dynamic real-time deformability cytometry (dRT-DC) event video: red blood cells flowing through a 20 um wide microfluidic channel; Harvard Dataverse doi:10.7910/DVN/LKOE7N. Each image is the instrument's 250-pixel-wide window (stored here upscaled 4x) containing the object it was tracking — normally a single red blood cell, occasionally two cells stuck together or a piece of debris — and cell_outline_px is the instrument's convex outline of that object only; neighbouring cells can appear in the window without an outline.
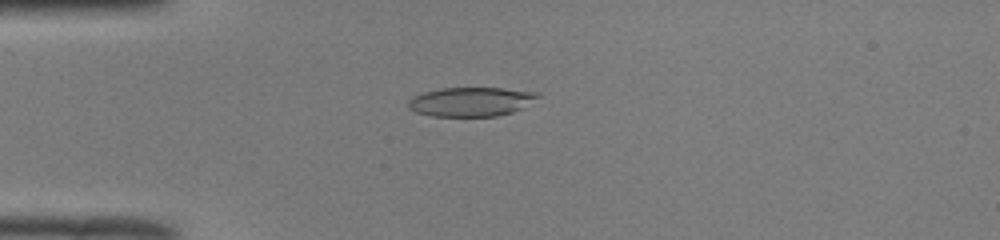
{"species": "common noctule bat (a hibernating species)", "species_latin": "Nyctalus noctula", "temperature_condition": "room temperature", "stored_images_in_passage": 50, "camera_frame_rate_fps": 3000, "um_per_image_px": 0.085, "animal": {"sex": "male", "body_mass_g": 19.0, "forearm_length_mm": 50.8}, "frame": {"image": 1, "passage_image": 13, "time_ms": 4.0, "image_size_px": [1000, 240], "cell_outline_px": [[540, 96], [524, 108], [512, 112], [496, 116], [432, 116], [416, 112], [408, 108], [408, 100], [412, 96], [424, 92], [440, 88], [500, 88], [536, 92]], "centroid_in_image_um": [40.01, 8.65], "position_along_channel_um": 45.0, "area_um2": 22.02}}
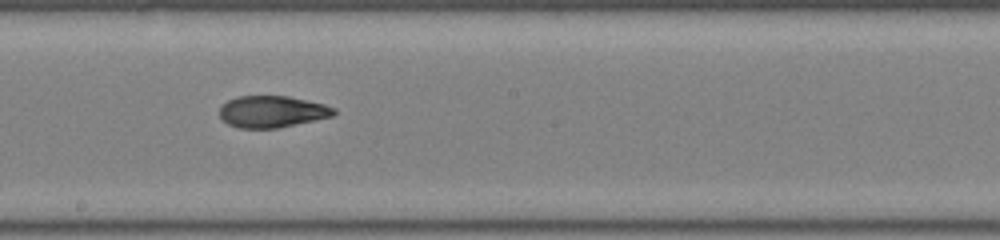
{"frame": {"image": 2, "passage_image": 28, "time_ms": 9.0, "image_size_px": [1000, 240], "cell_outline_px": [[336, 112], [332, 116], [280, 128], [240, 128], [228, 124], [220, 116], [220, 104], [236, 96], [288, 96], [324, 104], [336, 108]], "centroid_in_image_um": [23.11, 9.48], "position_along_channel_um": 225.1, "area_um2": 21.15}}
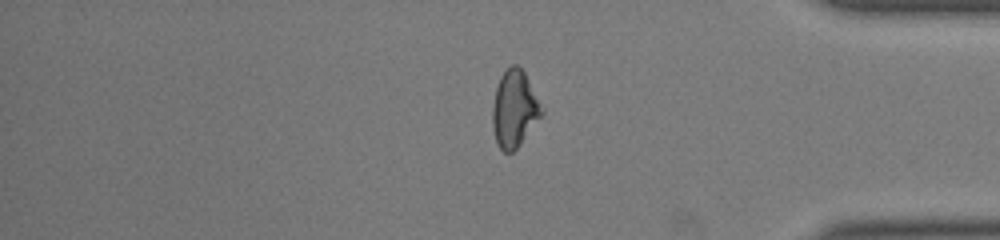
{"frame": {"image": 3, "passage_image": 42, "time_ms": 13.667, "image_size_px": [1000, 240], "cell_outline_px": [[544, 112], [520, 144], [512, 152], [504, 152], [496, 144], [492, 124], [492, 108], [496, 88], [500, 76], [512, 64], [516, 64], [524, 72]], "centroid_in_image_um": [43.69, 9.27], "position_along_channel_um": 391.5, "area_um2": 21.62}, "authors_computed_cell_mechanics": {"area_um2": 21.9062, "velocity_mm_per_s": 4.0142, "shape_relaxation_time_tau1_ms": null, "shape_relaxation_time_tau2_ms": 2.2045, "deformation_change_tau1": null, "deformation_change_tau2": 0.0867}}